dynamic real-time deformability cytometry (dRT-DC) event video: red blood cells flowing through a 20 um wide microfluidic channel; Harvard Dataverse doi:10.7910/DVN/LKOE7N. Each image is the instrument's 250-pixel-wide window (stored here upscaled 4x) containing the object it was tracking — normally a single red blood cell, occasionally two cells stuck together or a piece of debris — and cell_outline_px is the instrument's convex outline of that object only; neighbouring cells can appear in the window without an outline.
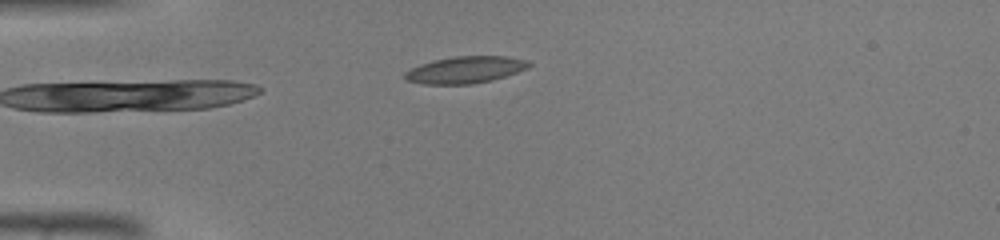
{"species": "common noctule bat (a hibernating species)", "species_latin": "Nyctalus noctula", "temperature_condition": "warm", "stored_images_in_passage": 34, "camera_frame_rate_fps": 3000, "um_per_image_px": 0.085, "animal": {"sex": "male", "body_mass_g": 19.0, "forearm_length_mm": 50.8}, "frame": {"image": 1, "passage_image": 1, "time_ms": 0.0, "image_size_px": [1000, 240], "cell_outline_px": [[532, 64], [528, 68], [492, 80], [472, 84], [424, 84], [404, 80], [404, 72], [420, 64], [432, 60], [456, 56], [508, 56], [528, 60]], "centroid_in_image_um": [39.54, 5.93], "position_along_channel_um": 45.5, "area_um2": 19.48}}
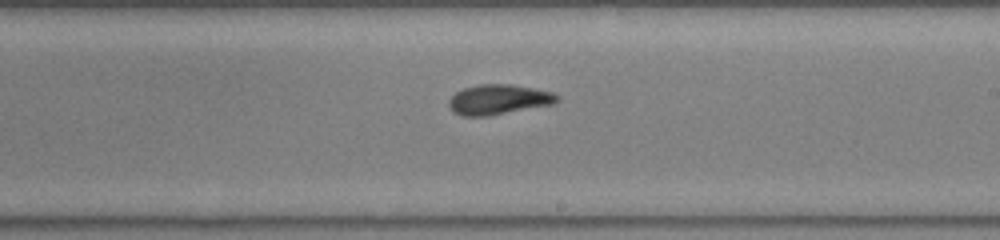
{"frame": {"image": 2, "passage_image": 16, "time_ms": 5.0, "image_size_px": [1000, 240], "cell_outline_px": [[560, 100], [556, 104], [488, 116], [464, 116], [452, 112], [448, 104], [448, 100], [456, 92], [464, 88], [480, 84], [512, 84], [552, 92], [560, 96]], "centroid_in_image_um": [42.4, 8.47], "position_along_channel_um": 246.6, "area_um2": 19.13}}
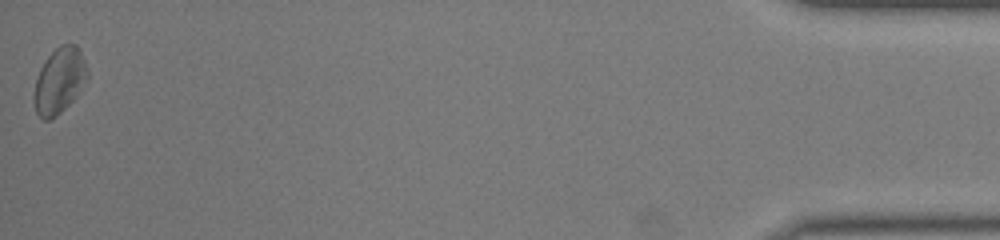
{"frame": {"image": 3, "passage_image": 34, "time_ms": 11.0, "image_size_px": [1000, 240], "cell_outline_px": [[88, 76], [80, 92], [56, 116], [48, 120], [44, 120], [36, 112], [32, 100], [32, 96], [36, 80], [40, 68], [48, 56], [60, 44], [76, 44], [84, 60], [88, 72]], "centroid_in_image_um": [5.03, 6.86], "position_along_channel_um": 430.2, "area_um2": 20.35}}